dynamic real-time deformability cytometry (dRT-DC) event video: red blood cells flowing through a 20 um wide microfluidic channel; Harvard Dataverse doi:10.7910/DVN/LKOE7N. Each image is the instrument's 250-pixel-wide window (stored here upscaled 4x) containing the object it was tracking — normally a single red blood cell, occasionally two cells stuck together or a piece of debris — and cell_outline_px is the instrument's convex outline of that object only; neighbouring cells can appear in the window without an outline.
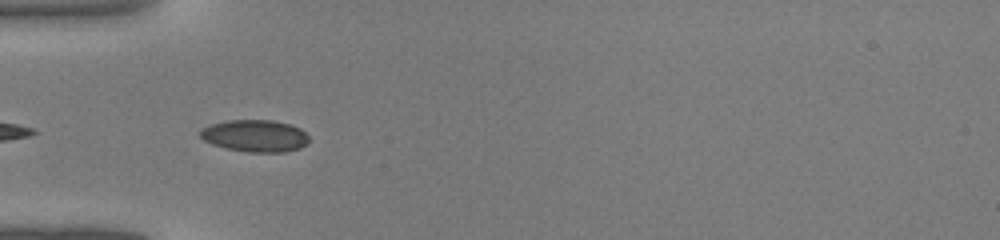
{"species": "common noctule bat (a hibernating species)", "species_latin": "Nyctalus noctula", "temperature_condition": "warm", "stored_images_in_passage": 16, "camera_frame_rate_fps": 3000, "um_per_image_px": 0.085, "animal": {"sex": "male", "body_mass_g": 19.0, "forearm_length_mm": 50.8}, "frame": {"image": 1, "passage_image": 10, "time_ms": 3.0, "image_size_px": [1000, 240], "cell_outline_px": [[308, 140], [300, 148], [284, 152], [248, 152], [228, 148], [212, 144], [204, 140], [200, 136], [200, 132], [204, 128], [212, 124], [228, 120], [272, 120], [292, 124], [300, 128], [308, 136]], "centroid_in_image_um": [21.7, 11.54], "position_along_channel_um": 63.3, "area_um2": 20.11}}